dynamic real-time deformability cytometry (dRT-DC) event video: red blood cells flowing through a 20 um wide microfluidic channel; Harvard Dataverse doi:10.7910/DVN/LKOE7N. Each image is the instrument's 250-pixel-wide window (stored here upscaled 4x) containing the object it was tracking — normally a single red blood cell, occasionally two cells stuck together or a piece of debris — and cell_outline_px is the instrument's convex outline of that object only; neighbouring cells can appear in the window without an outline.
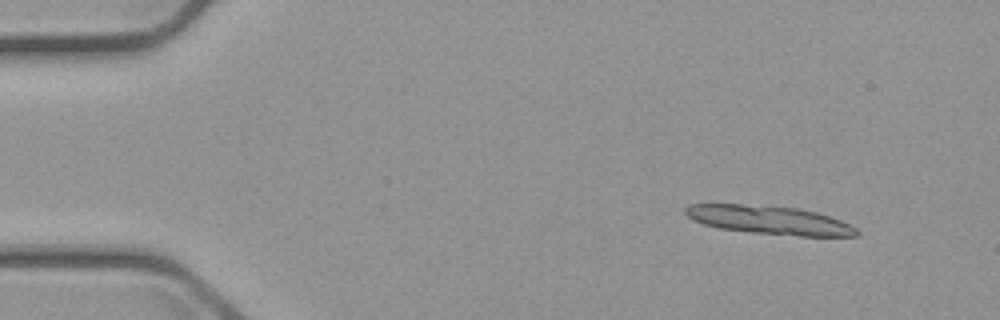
{"species": "common noctule bat (a hibernating species)", "species_latin": "Nyctalus noctula", "temperature_condition": "cold", "stored_images_in_passage": 4, "camera_frame_rate_fps": 3000, "um_per_image_px": 0.085, "animal": {"sex": "male", "body_mass_g": 23.1, "forearm_length_mm": 52.7}, "frame": {"image": 1, "passage_image": 1, "time_ms": 0.0, "image_size_px": [1000, 320], "cell_outline_px": [[860, 232], [856, 236], [800, 236], [752, 232], [720, 228], [704, 224], [688, 216], [684, 212], [684, 208], [688, 204], [740, 204], [796, 208], [816, 212], [840, 220], [856, 228]], "centroid_in_image_um": [65.4, 18.7], "position_along_channel_um": 19.6, "area_um2": 28.03}}